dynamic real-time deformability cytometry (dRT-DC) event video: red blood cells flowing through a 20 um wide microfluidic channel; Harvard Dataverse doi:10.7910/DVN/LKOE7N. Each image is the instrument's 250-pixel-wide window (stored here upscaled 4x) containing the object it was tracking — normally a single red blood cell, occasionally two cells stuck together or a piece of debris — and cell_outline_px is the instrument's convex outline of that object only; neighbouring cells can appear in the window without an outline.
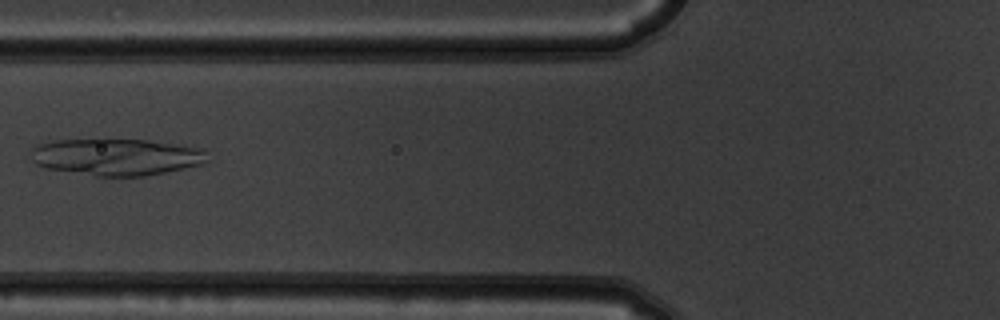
{"species": "common noctule bat (a hibernating species)", "species_latin": "Nyctalus noctula", "temperature_condition": "warm", "stored_images_in_passage": 8, "camera_frame_rate_fps": 3000, "um_per_image_px": 0.085, "animal": {"sex": "male", "body_mass_g": 19.5, "forearm_length_mm": 54.6}, "frame": {"image": 1, "passage_image": 6, "time_ms": 1.667, "image_size_px": [1000, 320], "cell_outline_px": [[208, 160], [204, 164], [144, 176], [96, 176], [48, 168], [36, 164], [32, 160], [28, 152], [32, 148], [40, 144], [52, 140], [100, 136], [104, 136], [148, 140], [204, 148]], "centroid_in_image_um": [9.85, 13.28], "position_along_channel_um": 116.0, "area_um2": 39.19}}